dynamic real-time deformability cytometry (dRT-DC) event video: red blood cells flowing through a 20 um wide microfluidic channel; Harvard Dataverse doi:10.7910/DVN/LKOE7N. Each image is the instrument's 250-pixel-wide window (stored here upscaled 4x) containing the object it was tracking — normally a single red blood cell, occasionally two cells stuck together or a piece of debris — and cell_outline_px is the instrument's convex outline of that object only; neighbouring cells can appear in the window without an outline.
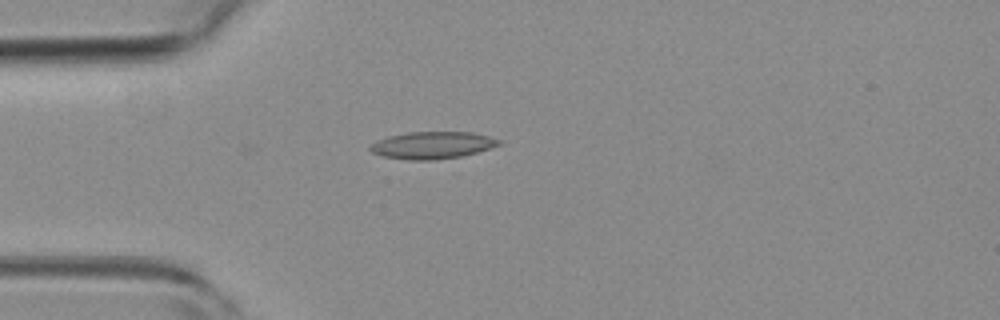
{"species": "common noctule bat (a hibernating species)", "species_latin": "Nyctalus noctula", "temperature_condition": "room temperature", "stored_images_in_passage": 38, "camera_frame_rate_fps": 3000, "um_per_image_px": 0.085, "animal": {"sex": "female", "body_mass_g": 19.3, "forearm_length_mm": 54.1}, "frame": {"image": 1, "passage_image": 1, "time_ms": 0.0, "image_size_px": [1000, 320], "cell_outline_px": [[504, 140], [500, 144], [476, 152], [460, 156], [436, 160], [408, 160], [384, 156], [372, 152], [368, 148], [376, 140], [388, 136], [408, 132], [472, 132]], "centroid_in_image_um": [36.74, 12.33], "position_along_channel_um": 48.3, "area_um2": 20.29}}
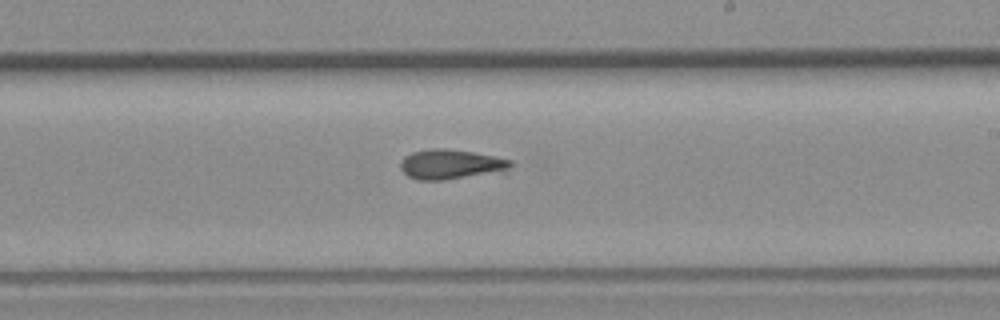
{"frame": {"image": 2, "passage_image": 17, "time_ms": 5.333, "image_size_px": [1000, 320], "cell_outline_px": [[512, 164], [504, 176], [444, 180], [416, 180], [408, 176], [400, 168], [400, 160], [404, 156], [412, 152], [432, 148], [444, 148], [472, 152], [512, 160]], "centroid_in_image_um": [38.44, 14.02], "position_along_channel_um": 250.6, "area_um2": 20.23}}
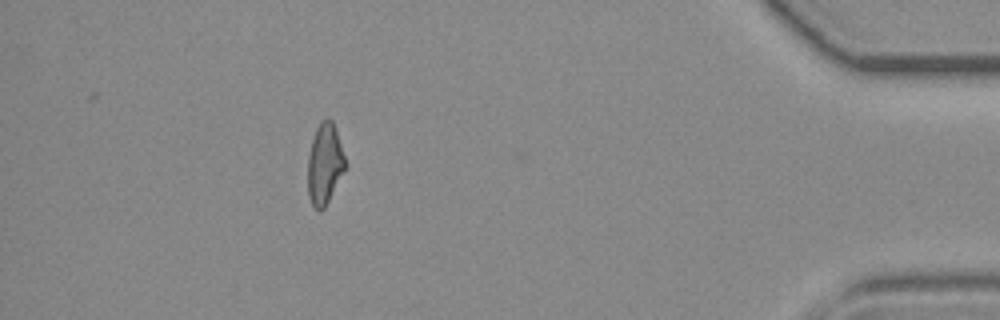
{"frame": {"image": 3, "passage_image": 33, "time_ms": 10.667, "image_size_px": [1000, 320], "cell_outline_px": [[344, 168], [324, 208], [320, 212], [312, 204], [308, 196], [308, 156], [312, 140], [316, 128], [320, 120], [328, 116], [332, 120], [344, 156]], "centroid_in_image_um": [27.55, 13.89], "position_along_channel_um": 407.6, "area_um2": 17.11}, "authors_computed_cell_mechanics": {"area_um2": 19.1607, "velocity_mm_per_s": 4.0263, "shape_relaxation_time_tau1_ms": null, "shape_relaxation_time_tau2_ms": 5.5783, "deformation_change_tau1": null, "deformation_change_tau2": 0.1044}}